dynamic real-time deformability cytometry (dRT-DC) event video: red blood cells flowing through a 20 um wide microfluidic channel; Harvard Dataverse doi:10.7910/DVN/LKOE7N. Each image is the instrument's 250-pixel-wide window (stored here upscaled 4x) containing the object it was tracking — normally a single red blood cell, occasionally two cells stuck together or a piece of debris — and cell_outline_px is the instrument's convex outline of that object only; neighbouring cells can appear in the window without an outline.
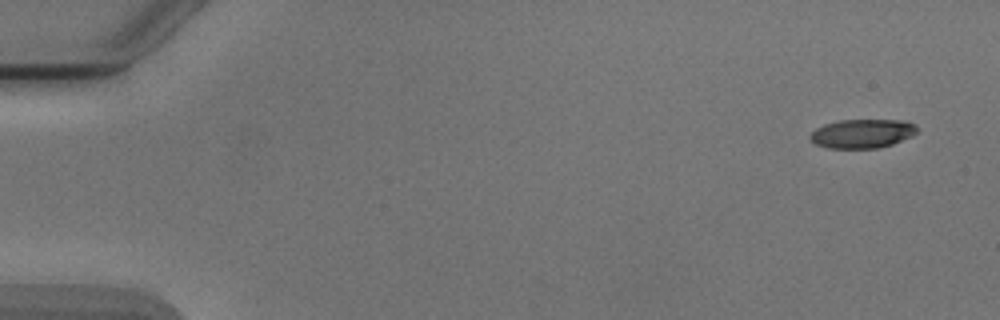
{"species": "Egyptian fruit bat (a non-hibernating species)", "species_latin": "Rousettus aegyptiacus", "temperature_condition": "cold", "stored_images_in_passage": 5, "camera_frame_rate_fps": 3000, "um_per_image_px": 0.085, "animal": {"sex": "male"}, "frame": {"image": 1, "passage_image": 1, "time_ms": 0.0, "image_size_px": [1000, 320], "cell_outline_px": [[920, 128], [912, 136], [892, 144], [876, 148], [828, 148], [816, 144], [808, 140], [808, 136], [816, 128], [824, 124], [840, 120], [904, 120], [916, 124]], "centroid_in_image_um": [73.29, 11.35], "position_along_channel_um": 11.7, "area_um2": 18.21}}
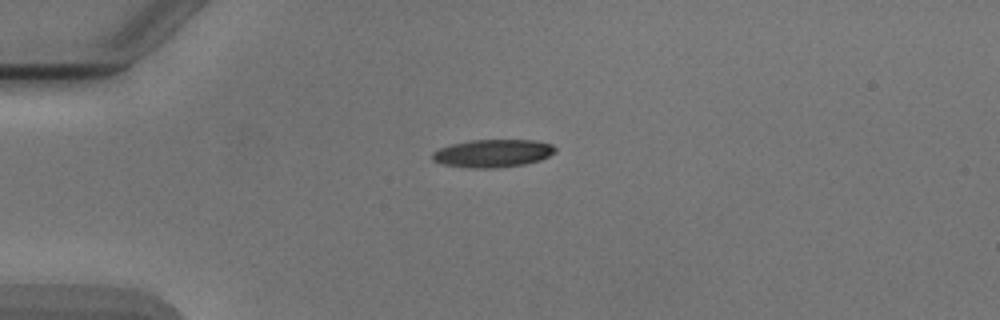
{"frame": {"image": 2, "passage_image": 4, "time_ms": 3.667, "image_size_px": [1000, 320], "cell_outline_px": [[556, 152], [540, 160], [524, 164], [492, 168], [468, 168], [440, 164], [432, 160], [432, 152], [440, 148], [452, 144], [472, 140], [536, 140], [552, 144], [556, 148]], "centroid_in_image_um": [41.87, 13.03], "position_along_channel_um": 43.1, "area_um2": 20.0}}